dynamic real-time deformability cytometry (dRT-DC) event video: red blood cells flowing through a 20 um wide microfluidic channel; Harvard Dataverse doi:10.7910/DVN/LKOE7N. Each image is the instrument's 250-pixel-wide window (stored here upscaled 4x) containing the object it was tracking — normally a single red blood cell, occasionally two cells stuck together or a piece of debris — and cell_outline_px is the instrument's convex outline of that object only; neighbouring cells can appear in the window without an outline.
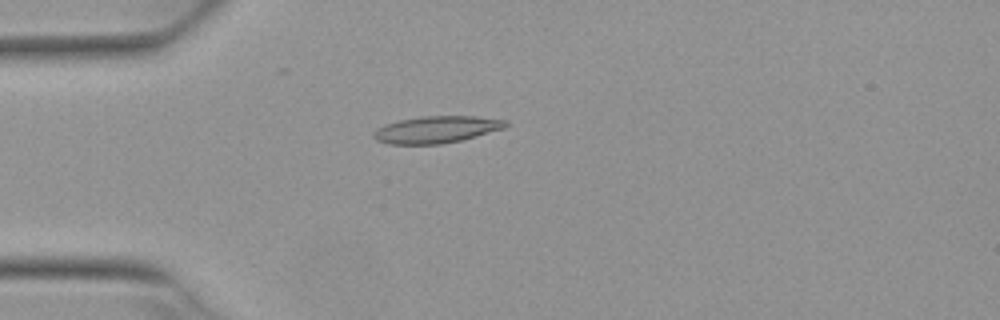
{"species": "Egyptian fruit bat (a non-hibernating species)", "species_latin": "Rousettus aegyptiacus", "temperature_condition": "warm", "stored_images_in_passage": 5, "camera_frame_rate_fps": 3000, "um_per_image_px": 0.085, "animal": {"sex": "female"}, "frame": {"image": 1, "passage_image": 4, "time_ms": 1.0, "image_size_px": [1000, 320], "cell_outline_px": [[508, 124], [504, 128], [460, 140], [440, 144], [388, 144], [376, 140], [372, 136], [372, 132], [376, 128], [384, 124], [400, 120], [420, 116], [476, 116], [508, 120]], "centroid_in_image_um": [37.05, 11.0], "position_along_channel_um": 47.9, "area_um2": 20.75}}